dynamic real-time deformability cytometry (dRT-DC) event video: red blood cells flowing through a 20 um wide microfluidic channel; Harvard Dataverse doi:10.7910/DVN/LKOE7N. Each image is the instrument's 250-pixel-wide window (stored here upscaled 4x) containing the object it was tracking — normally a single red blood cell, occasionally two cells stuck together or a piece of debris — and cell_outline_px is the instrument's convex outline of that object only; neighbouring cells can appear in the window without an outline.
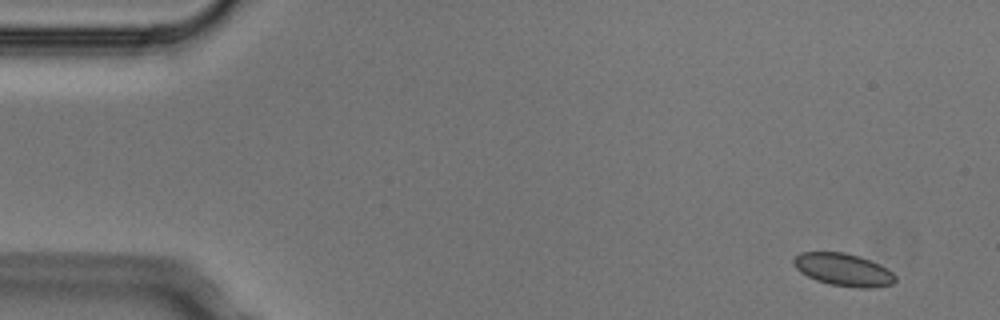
{"species": "Egyptian fruit bat (a non-hibernating species)", "species_latin": "Rousettus aegyptiacus", "temperature_condition": "cold", "stored_images_in_passage": 6, "camera_frame_rate_fps": 3000, "um_per_image_px": 0.085, "animal": {"sex": "male"}, "frame": {"image": 1, "passage_image": 1, "time_ms": 0.0, "image_size_px": [1000, 320], "cell_outline_px": [[896, 280], [892, 284], [872, 288], [856, 288], [828, 284], [816, 280], [800, 272], [792, 264], [792, 260], [800, 252], [844, 252], [860, 256], [892, 272], [896, 276]], "centroid_in_image_um": [71.65, 22.93], "position_along_channel_um": 13.4, "area_um2": 19.25}}
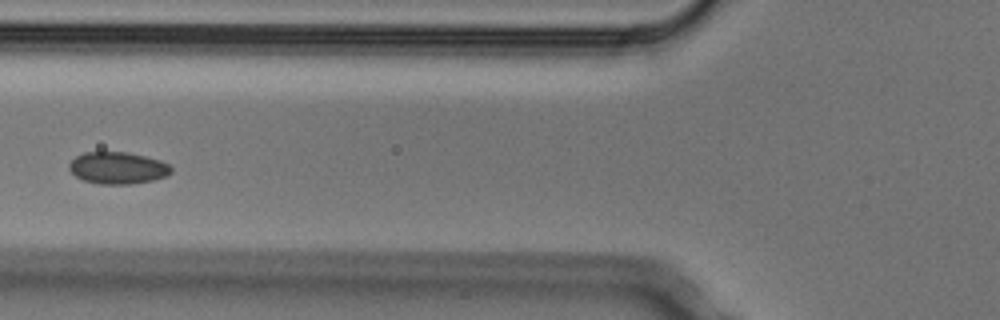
{"frame": {"image": 2, "passage_image": 6, "time_ms": 1.667, "image_size_px": [1000, 320], "cell_outline_px": [[172, 172], [164, 176], [152, 180], [128, 184], [100, 184], [84, 180], [76, 176], [68, 168], [68, 164], [76, 156], [84, 152], [128, 152], [160, 160], [168, 164], [172, 168]], "centroid_in_image_um": [9.99, 14.26], "position_along_channel_um": 115.8, "area_um2": 18.84}}